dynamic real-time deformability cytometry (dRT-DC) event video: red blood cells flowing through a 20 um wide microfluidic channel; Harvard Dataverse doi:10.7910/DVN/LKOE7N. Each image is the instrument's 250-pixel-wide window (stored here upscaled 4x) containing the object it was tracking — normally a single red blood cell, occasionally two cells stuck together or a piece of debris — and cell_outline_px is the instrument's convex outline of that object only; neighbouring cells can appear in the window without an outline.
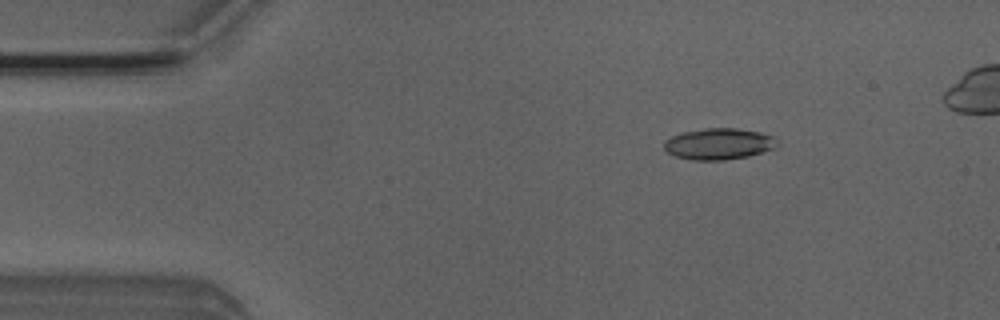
{"species": "Egyptian fruit bat (a non-hibernating species)", "species_latin": "Rousettus aegyptiacus", "temperature_condition": "room temperature", "stored_images_in_passage": 48, "camera_frame_rate_fps": 3000, "um_per_image_px": 0.085, "animal": {"sex": "male"}, "frame": {"image": 1, "passage_image": 7, "time_ms": 2.0, "image_size_px": [1000, 320], "cell_outline_px": [[776, 148], [748, 156], [724, 160], [692, 160], [676, 156], [668, 152], [664, 148], [664, 140], [680, 132], [704, 128], [736, 128], [760, 132], [776, 136]], "centroid_in_image_um": [61.1, 12.22], "position_along_channel_um": 23.9, "area_um2": 20.75}}
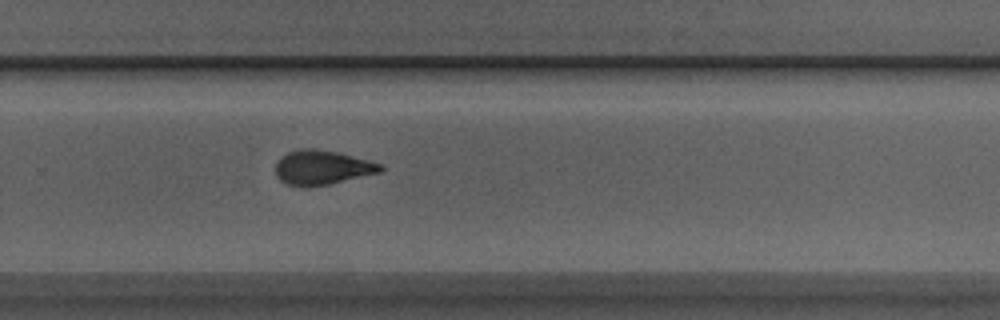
{"frame": {"image": 2, "passage_image": 33, "time_ms": 10.667, "image_size_px": [1000, 320], "cell_outline_px": [[384, 168], [380, 172], [328, 184], [304, 188], [300, 188], [284, 184], [276, 176], [276, 164], [280, 156], [288, 152], [304, 148], [312, 148], [340, 152], [384, 164]], "centroid_in_image_um": [27.36, 14.24], "position_along_channel_um": 302.4, "area_um2": 21.39}}
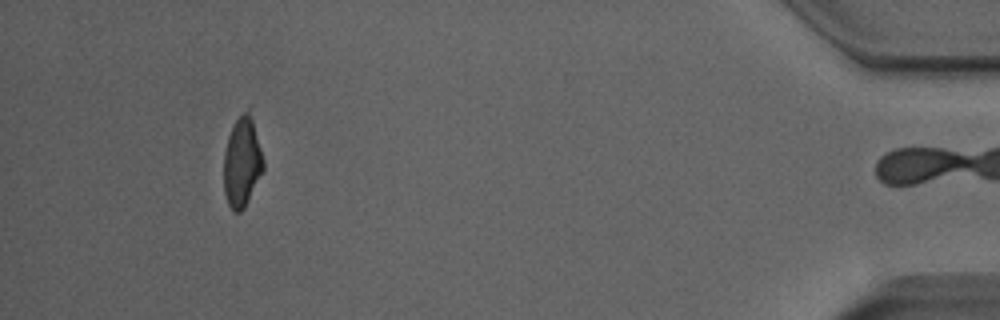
{"frame": {"image": 3, "passage_image": 47, "time_ms": 15.333, "image_size_px": [1000, 320], "cell_outline_px": [[264, 168], [244, 208], [240, 212], [232, 212], [228, 204], [224, 192], [224, 152], [228, 136], [236, 120], [252, 104], [264, 160]], "centroid_in_image_um": [20.61, 13.68], "position_along_channel_um": 414.6, "area_um2": 21.27}, "authors_computed_cell_mechanics": {"area_um2": 21.1259, "velocity_mm_per_s": 3.9697, "shape_relaxation_time_tau1_ms": 4.3653, "shape_relaxation_time_tau2_ms": 2.1178, "deformation_change_tau1": 0.1609, "deformation_change_tau2": 0.0861}}